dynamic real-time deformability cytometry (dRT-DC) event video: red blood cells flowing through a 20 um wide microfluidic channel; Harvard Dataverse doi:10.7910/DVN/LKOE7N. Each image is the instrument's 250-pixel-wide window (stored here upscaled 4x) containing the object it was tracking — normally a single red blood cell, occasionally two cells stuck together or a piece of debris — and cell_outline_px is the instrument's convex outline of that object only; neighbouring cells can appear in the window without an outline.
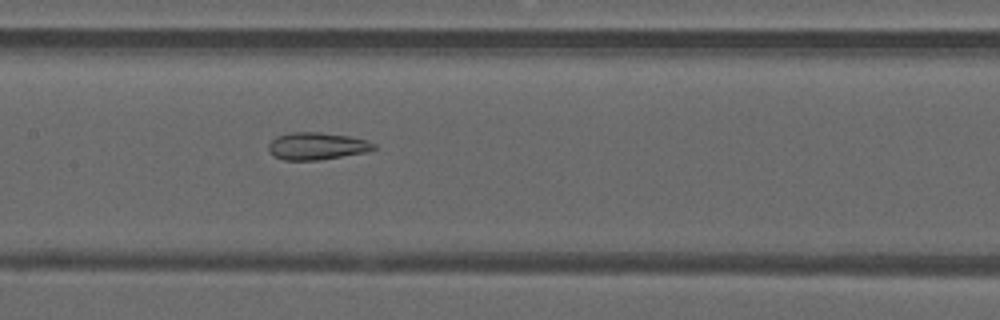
{"species": "common noctule bat (a hibernating species)", "species_latin": "Nyctalus noctula", "temperature_condition": "warm", "stored_images_in_passage": 49, "camera_frame_rate_fps": 3000, "um_per_image_px": 0.085, "animal": {"sex": "male", "forearm_length_mm": 52.5}, "frame": {"image": 1, "passage_image": 24, "time_ms": 7.667, "image_size_px": [1000, 320], "cell_outline_px": [[376, 148], [368, 152], [320, 160], [284, 160], [268, 152], [268, 144], [276, 136], [292, 132], [320, 132], [348, 136], [368, 140], [376, 144]], "centroid_in_image_um": [26.95, 12.42], "position_along_channel_um": 180.4, "area_um2": 16.88}}
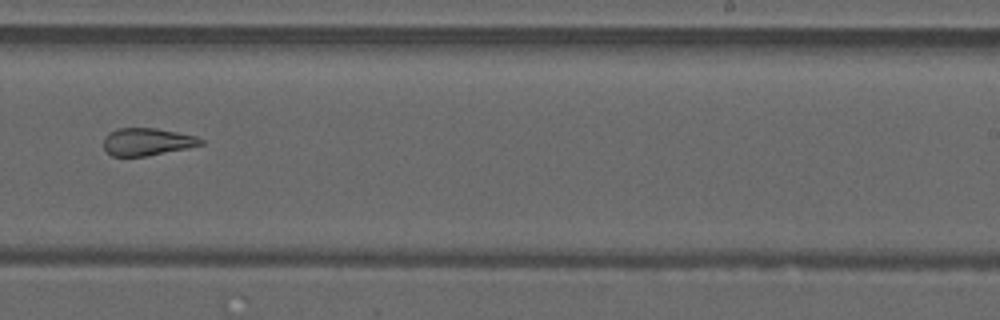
{"frame": {"image": 2, "passage_image": 31, "time_ms": 10.0, "image_size_px": [1000, 320], "cell_outline_px": [[204, 144], [188, 148], [148, 156], [112, 156], [104, 148], [104, 136], [108, 132], [116, 128], [156, 128], [196, 136], [204, 140]], "centroid_in_image_um": [12.5, 12.05], "position_along_channel_um": 276.5, "area_um2": 15.66}}
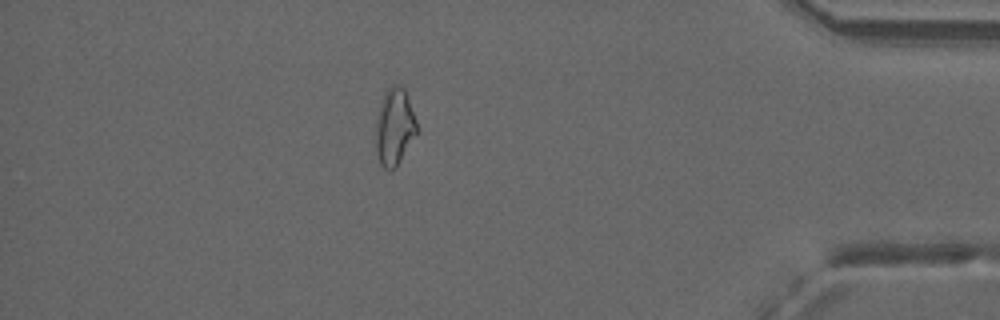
{"frame": {"image": 3, "passage_image": 43, "time_ms": 14.0, "image_size_px": [1000, 320], "cell_outline_px": [[416, 132], [396, 168], [384, 168], [380, 164], [376, 152], [376, 120], [380, 100], [388, 88], [392, 84], [396, 84], [404, 88], [416, 120]], "centroid_in_image_um": [33.5, 10.76], "position_along_channel_um": 401.7, "area_um2": 18.09}, "authors_computed_cell_mechanics": {"area_um2": 19.652, "velocity_mm_per_s": 4.1416, "shape_relaxation_time_tau1_ms": null, "shape_relaxation_time_tau2_ms": 1.7565, "deformation_change_tau1": null, "deformation_change_tau2": 0.1016}}